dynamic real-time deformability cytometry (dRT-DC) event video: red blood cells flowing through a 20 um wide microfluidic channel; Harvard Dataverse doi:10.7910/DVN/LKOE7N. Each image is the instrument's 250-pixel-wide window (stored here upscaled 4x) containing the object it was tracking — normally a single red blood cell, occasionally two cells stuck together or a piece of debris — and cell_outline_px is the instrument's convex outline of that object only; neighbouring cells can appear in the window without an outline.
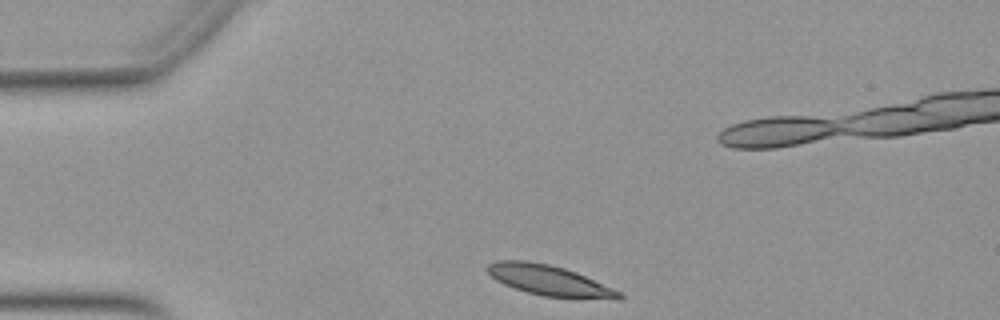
{"species": "Egyptian fruit bat (a non-hibernating species)", "species_latin": "Rousettus aegyptiacus", "temperature_condition": "warm", "stored_images_in_passage": 32, "camera_frame_rate_fps": 3000, "um_per_image_px": 0.085, "animal": {"sex": "female"}, "frame": {"image": 1, "passage_image": 1, "time_ms": 0.0, "image_size_px": [1000, 320], "cell_outline_px": [[624, 296], [620, 300], [616, 300], [544, 296], [528, 292], [504, 284], [496, 280], [484, 268], [488, 264], [496, 260], [524, 260], [548, 264], [564, 268], [576, 272], [612, 288], [620, 292]], "centroid_in_image_um": [46.69, 23.83], "position_along_channel_um": 38.3, "area_um2": 23.18}}
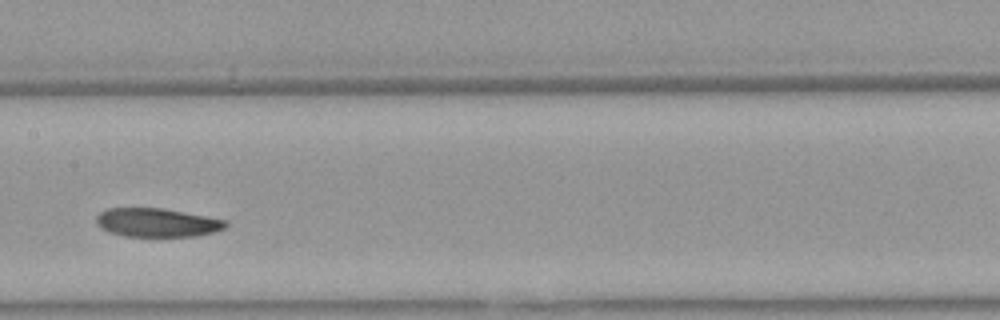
{"frame": {"image": 2, "passage_image": 16, "time_ms": 5.0, "image_size_px": [1000, 320], "cell_outline_px": [[228, 224], [224, 228], [212, 232], [196, 236], [124, 236], [108, 232], [100, 228], [96, 224], [96, 216], [100, 212], [108, 208], [164, 208], [224, 220]], "centroid_in_image_um": [13.27, 18.92], "position_along_channel_um": 194.1, "area_um2": 21.5}}
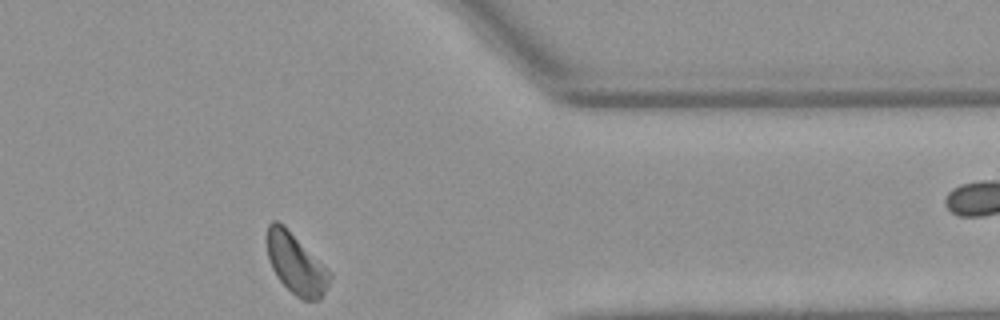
{"frame": {"image": 3, "passage_image": 32, "time_ms": 10.333, "image_size_px": [1000, 320], "cell_outline_px": [[332, 276], [320, 300], [304, 300], [296, 296], [276, 276], [268, 260], [268, 224], [272, 220], [276, 220], [284, 224], [332, 272]], "centroid_in_image_um": [25.18, 22.41], "position_along_channel_um": 386.2, "area_um2": 22.08}, "authors_computed_cell_mechanics": {"area_um2": 23.0333, "velocity_mm_per_s": 3.8854, "shape_relaxation_time_tau1_ms": 3.6123, "shape_relaxation_time_tau2_ms": 7.2276, "deformation_change_tau1": 0.116, "deformation_change_tau2": 0.1337}}